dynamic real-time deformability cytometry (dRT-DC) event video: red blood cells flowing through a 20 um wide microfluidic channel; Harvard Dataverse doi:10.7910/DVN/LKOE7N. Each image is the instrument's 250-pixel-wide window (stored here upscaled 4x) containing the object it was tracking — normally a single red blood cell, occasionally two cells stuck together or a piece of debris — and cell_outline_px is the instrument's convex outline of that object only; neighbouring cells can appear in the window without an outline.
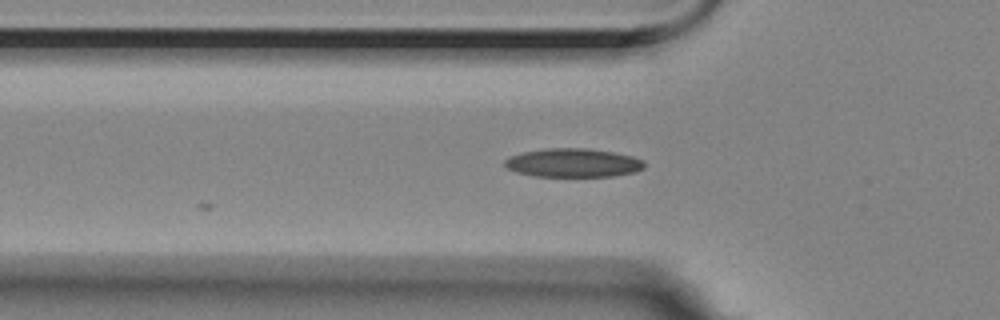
{"species": "Egyptian fruit bat (a non-hibernating species)", "species_latin": "Rousettus aegyptiacus", "temperature_condition": "room temperature", "stored_images_in_passage": 6, "camera_frame_rate_fps": 3000, "um_per_image_px": 0.085, "animal": {"sex": "female"}, "frame": {"image": 1, "passage_image": 3, "time_ms": 0.667, "image_size_px": [1000, 320], "cell_outline_px": [[644, 168], [636, 172], [612, 176], [536, 176], [516, 172], [508, 168], [504, 164], [504, 160], [520, 152], [544, 148], [588, 148], [612, 152], [632, 156], [644, 160]], "centroid_in_image_um": [48.72, 13.83], "position_along_channel_um": 77.1, "area_um2": 23.35}}
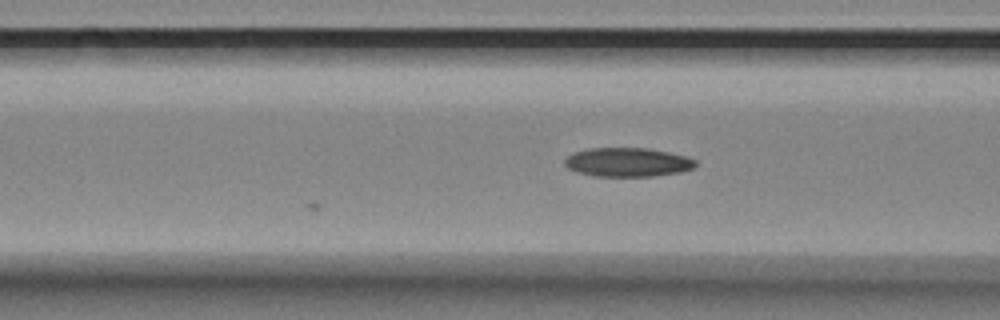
{"frame": {"image": 2, "passage_image": 6, "time_ms": 1.667, "image_size_px": [1000, 320], "cell_outline_px": [[696, 168], [680, 172], [652, 176], [596, 176], [576, 172], [568, 168], [564, 164], [564, 160], [568, 156], [576, 152], [588, 148], [648, 148], [668, 152], [684, 156], [696, 160]], "centroid_in_image_um": [53.35, 13.79], "position_along_channel_um": 113.2, "area_um2": 22.02}}